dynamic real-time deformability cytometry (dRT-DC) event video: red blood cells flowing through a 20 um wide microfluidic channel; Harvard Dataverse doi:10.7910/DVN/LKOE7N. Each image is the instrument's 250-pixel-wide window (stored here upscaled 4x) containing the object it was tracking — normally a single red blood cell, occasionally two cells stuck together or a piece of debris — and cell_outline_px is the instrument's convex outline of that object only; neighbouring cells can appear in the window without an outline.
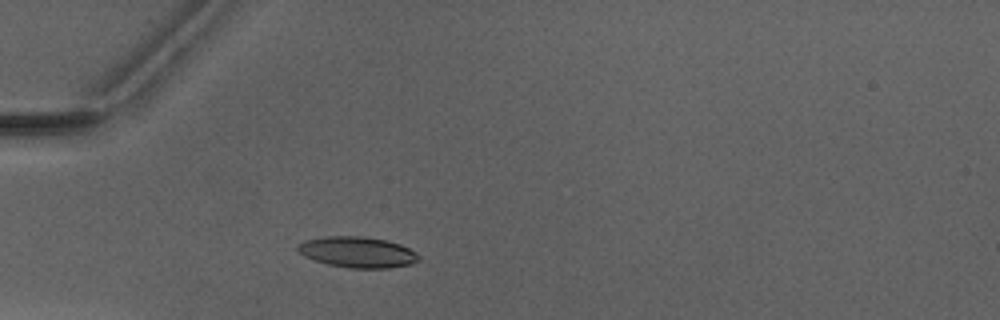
{"species": "Egyptian fruit bat (a non-hibernating species)", "species_latin": "Rousettus aegyptiacus", "temperature_condition": "warm", "stored_images_in_passage": 41, "camera_frame_rate_fps": 3000, "um_per_image_px": 0.085, "animal": {"sex": "male"}, "frame": {"image": 1, "passage_image": 10, "time_ms": 3.0, "image_size_px": [1000, 320], "cell_outline_px": [[420, 260], [412, 264], [388, 268], [352, 268], [328, 264], [304, 256], [296, 248], [304, 240], [324, 236], [364, 236], [384, 240], [400, 244], [416, 252], [420, 256]], "centroid_in_image_um": [30.41, 21.43], "position_along_channel_um": 54.6, "area_um2": 21.68}}
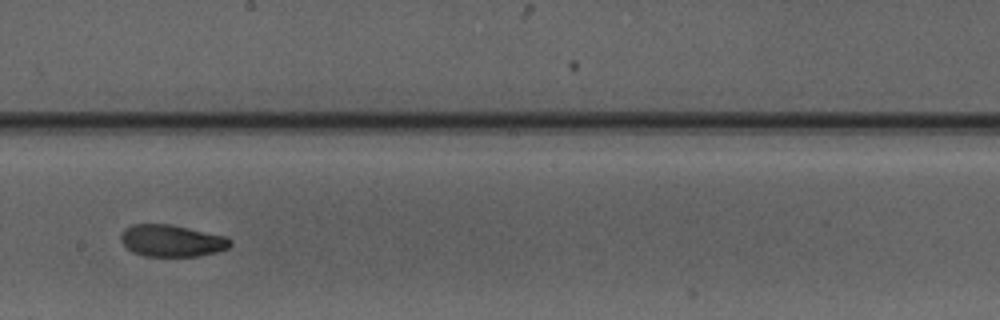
{"frame": {"image": 2, "passage_image": 24, "time_ms": 7.667, "image_size_px": [1000, 320], "cell_outline_px": [[232, 244], [228, 248], [216, 252], [200, 256], [144, 256], [132, 252], [120, 240], [120, 236], [124, 228], [132, 224], [172, 224], [224, 236], [232, 240]], "centroid_in_image_um": [14.59, 20.46], "position_along_channel_um": 233.6, "area_um2": 20.4}}
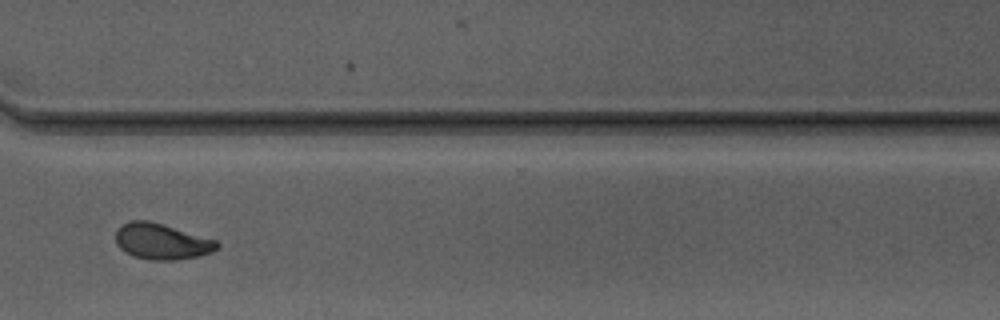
{"frame": {"image": 3, "passage_image": 33, "time_ms": 10.667, "image_size_px": [1000, 320], "cell_outline_px": [[220, 244], [212, 252], [200, 256], [176, 260], [152, 260], [132, 256], [124, 252], [116, 244], [116, 232], [124, 224], [132, 220], [148, 220], [216, 240]], "centroid_in_image_um": [13.73, 20.54], "position_along_channel_um": 356.9, "area_um2": 21.04}, "authors_computed_cell_mechanics": {"area_um2": 20.519, "velocity_mm_per_s": 4.1098, "shape_relaxation_time_tau1_ms": 6.9748, "shape_relaxation_time_tau2_ms": 1.4921, "deformation_change_tau1": 0.1998, "deformation_change_tau2": 0.0557}}